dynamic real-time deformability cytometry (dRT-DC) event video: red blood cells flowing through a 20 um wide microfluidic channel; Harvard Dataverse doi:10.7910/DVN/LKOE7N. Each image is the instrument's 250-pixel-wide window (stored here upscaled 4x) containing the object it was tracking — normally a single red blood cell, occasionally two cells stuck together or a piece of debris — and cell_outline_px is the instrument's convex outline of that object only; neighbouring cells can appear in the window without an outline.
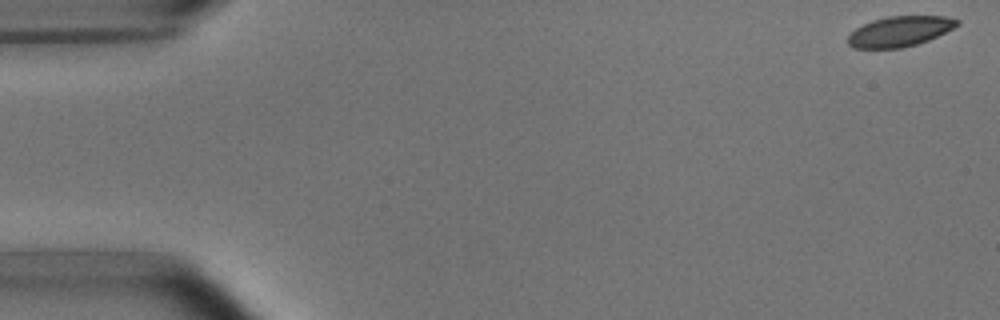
{"species": "common noctule bat (a hibernating species)", "species_latin": "Nyctalus noctula", "temperature_condition": "room temperature", "stored_images_in_passage": 5, "camera_frame_rate_fps": 3000, "um_per_image_px": 0.085, "animal": {"sex": "male", "body_mass_g": 15.6}, "frame": {"image": 1, "passage_image": 1, "time_ms": 0.0, "image_size_px": [1000, 320], "cell_outline_px": [[960, 24], [928, 40], [916, 44], [900, 48], [852, 48], [848, 44], [848, 36], [856, 28], [872, 20], [888, 16], [944, 16], [960, 20]], "centroid_in_image_um": [76.46, 2.66], "position_along_channel_um": 8.5, "area_um2": 19.07}}
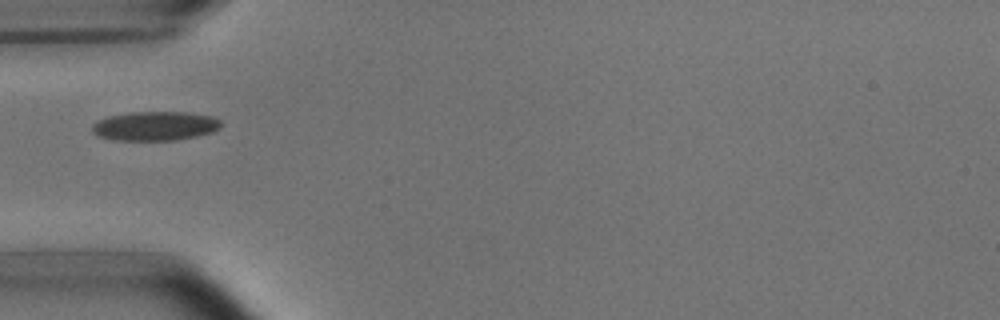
{"frame": {"image": 2, "passage_image": 5, "time_ms": 5.333, "image_size_px": [1000, 320], "cell_outline_px": [[220, 128], [212, 132], [196, 136], [176, 140], [116, 140], [100, 136], [92, 132], [92, 124], [96, 120], [108, 116], [128, 112], [188, 112], [212, 116], [220, 120]], "centroid_in_image_um": [13.16, 10.7], "position_along_channel_um": 71.8, "area_um2": 21.96}}